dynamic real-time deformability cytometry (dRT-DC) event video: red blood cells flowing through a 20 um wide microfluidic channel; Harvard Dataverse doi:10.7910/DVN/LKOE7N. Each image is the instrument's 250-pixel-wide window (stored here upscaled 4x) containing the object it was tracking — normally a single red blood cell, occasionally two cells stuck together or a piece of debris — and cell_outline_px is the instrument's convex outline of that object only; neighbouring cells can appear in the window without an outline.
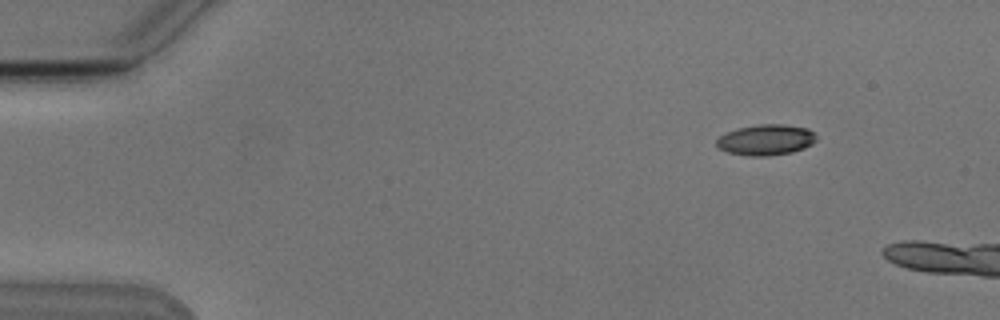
{"species": "Egyptian fruit bat (a non-hibernating species)", "species_latin": "Rousettus aegyptiacus", "temperature_condition": "cold", "stored_images_in_passage": 3, "camera_frame_rate_fps": 3000, "um_per_image_px": 0.085, "animal": {"sex": "male"}, "frame": {"image": 1, "passage_image": 1, "time_ms": 0.0, "image_size_px": [1000, 320], "cell_outline_px": [[816, 140], [812, 144], [804, 148], [792, 152], [764, 156], [752, 156], [728, 152], [716, 148], [716, 140], [720, 136], [736, 128], [760, 124], [784, 124], [808, 128], [816, 136]], "centroid_in_image_um": [65.09, 11.88], "position_along_channel_um": 19.9, "area_um2": 17.86}}